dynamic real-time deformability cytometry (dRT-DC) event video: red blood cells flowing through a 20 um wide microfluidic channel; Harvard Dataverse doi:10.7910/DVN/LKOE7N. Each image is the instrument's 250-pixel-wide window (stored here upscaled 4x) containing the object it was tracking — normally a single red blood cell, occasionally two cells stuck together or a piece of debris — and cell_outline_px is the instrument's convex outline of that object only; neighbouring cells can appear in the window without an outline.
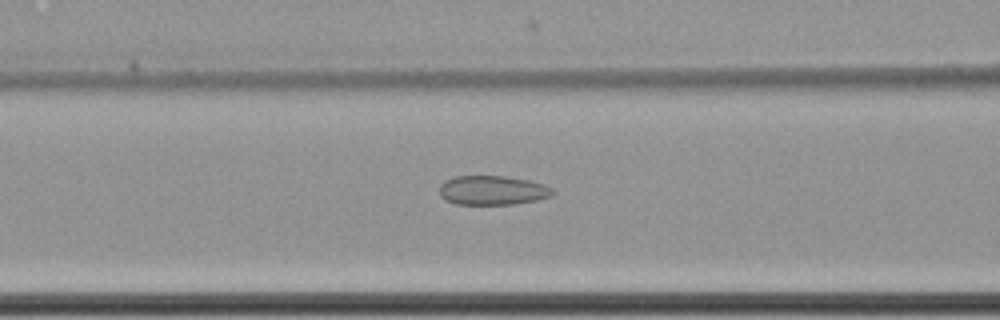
{"species": "common noctule bat (a hibernating species)", "species_latin": "Nyctalus noctula", "temperature_condition": "cold", "stored_images_in_passage": 48, "camera_frame_rate_fps": 3000, "um_per_image_px": 0.085, "animal": {"sex": "female", "body_mass_g": 22.7, "forearm_length_mm": 54.2}, "frame": {"image": 1, "passage_image": 14, "time_ms": 4.333, "image_size_px": [1000, 320], "cell_outline_px": [[556, 192], [552, 196], [536, 200], [516, 204], [456, 204], [440, 196], [440, 184], [444, 180], [452, 176], [504, 176], [528, 180], [544, 184], [552, 188]], "centroid_in_image_um": [41.87, 16.17], "position_along_channel_um": 124.7, "area_um2": 19.42}}
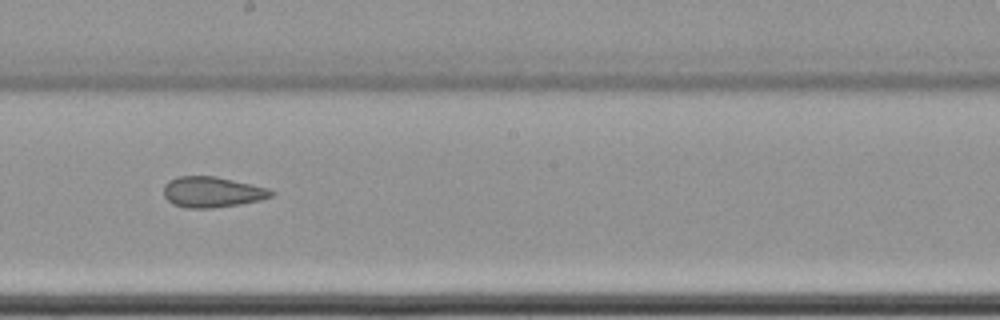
{"frame": {"image": 2, "passage_image": 23, "time_ms": 7.333, "image_size_px": [1000, 320], "cell_outline_px": [[276, 192], [272, 196], [260, 200], [240, 204], [212, 208], [188, 208], [172, 204], [164, 196], [164, 184], [168, 180], [180, 176], [216, 176], [252, 184], [268, 188]], "centroid_in_image_um": [18.03, 16.32], "position_along_channel_um": 230.2, "area_um2": 19.31}}
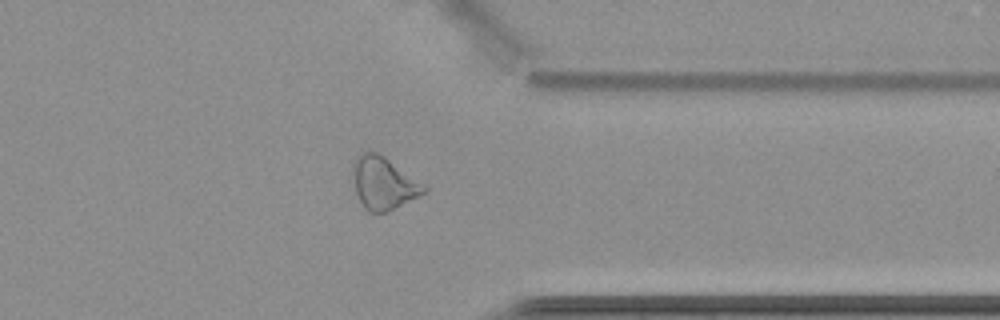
{"frame": {"image": 3, "passage_image": 36, "time_ms": 11.667, "image_size_px": [1000, 320], "cell_outline_px": [[428, 188], [420, 196], [388, 212], [368, 212], [364, 208], [356, 192], [356, 156], [368, 148], [384, 156]], "centroid_in_image_um": [32.63, 15.58], "position_along_channel_um": 378.8, "area_um2": 21.1}}